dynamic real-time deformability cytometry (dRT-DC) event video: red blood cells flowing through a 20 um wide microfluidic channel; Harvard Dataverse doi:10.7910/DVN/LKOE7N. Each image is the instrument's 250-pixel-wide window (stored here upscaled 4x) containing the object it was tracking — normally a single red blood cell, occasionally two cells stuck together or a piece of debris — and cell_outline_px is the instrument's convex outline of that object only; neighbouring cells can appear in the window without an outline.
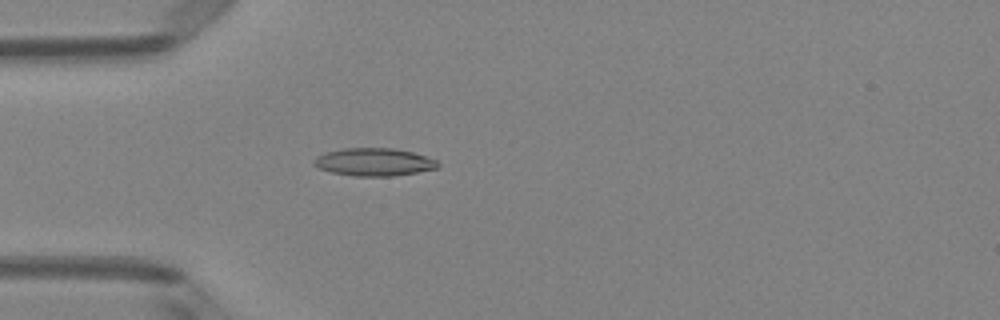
{"species": "Egyptian fruit bat (a non-hibernating species)", "species_latin": "Rousettus aegyptiacus", "temperature_condition": "room temperature", "stored_images_in_passage": 4, "camera_frame_rate_fps": 3000, "um_per_image_px": 0.085, "animal": {"sex": "female"}, "frame": {"image": 1, "passage_image": 4, "time_ms": 1.0, "image_size_px": [1000, 320], "cell_outline_px": [[440, 168], [392, 176], [352, 176], [332, 172], [320, 168], [312, 164], [312, 160], [316, 156], [324, 152], [344, 148], [392, 148], [412, 152], [436, 160], [440, 164]], "centroid_in_image_um": [31.76, 13.77], "position_along_channel_um": 53.2, "area_um2": 20.11}}